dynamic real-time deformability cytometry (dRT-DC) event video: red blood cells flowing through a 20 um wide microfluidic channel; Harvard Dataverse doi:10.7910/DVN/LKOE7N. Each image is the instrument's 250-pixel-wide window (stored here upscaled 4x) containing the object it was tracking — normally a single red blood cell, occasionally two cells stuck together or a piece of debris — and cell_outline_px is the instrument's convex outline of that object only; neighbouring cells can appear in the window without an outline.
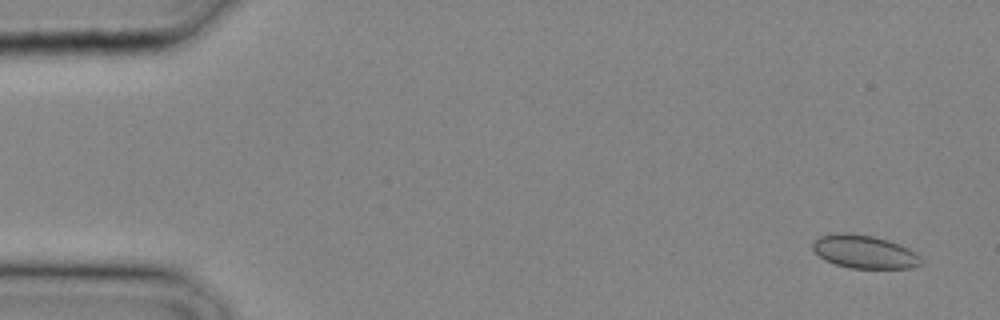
{"species": "common noctule bat (a hibernating species)", "species_latin": "Nyctalus noctula", "temperature_condition": "cold", "stored_images_in_passage": 29, "camera_frame_rate_fps": 3000, "um_per_image_px": 0.085, "animal": {"sex": "male", "body_mass_g": 20.4}, "frame": {"image": 1, "passage_image": 1, "time_ms": 0.0, "image_size_px": [1000, 320], "cell_outline_px": [[920, 264], [912, 268], [852, 268], [836, 264], [824, 260], [812, 248], [812, 244], [820, 236], [836, 232], [848, 232], [872, 236], [888, 240], [900, 244], [916, 252], [920, 256]], "centroid_in_image_um": [73.47, 21.39], "position_along_channel_um": 11.5, "area_um2": 20.92}}
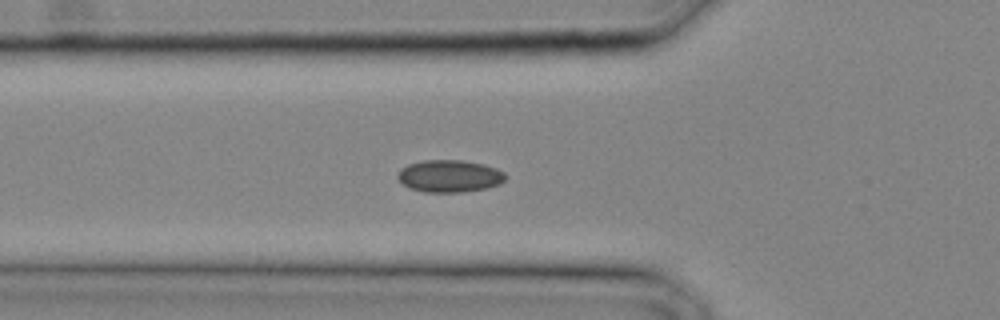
{"frame": {"image": 2, "passage_image": 10, "time_ms": 3.0, "image_size_px": [1000, 320], "cell_outline_px": [[508, 176], [500, 184], [484, 188], [460, 192], [424, 192], [412, 188], [404, 184], [396, 176], [400, 168], [408, 164], [424, 160], [460, 160], [484, 164], [496, 168], [504, 172]], "centroid_in_image_um": [38.21, 14.95], "position_along_channel_um": 87.6, "area_um2": 20.17}}
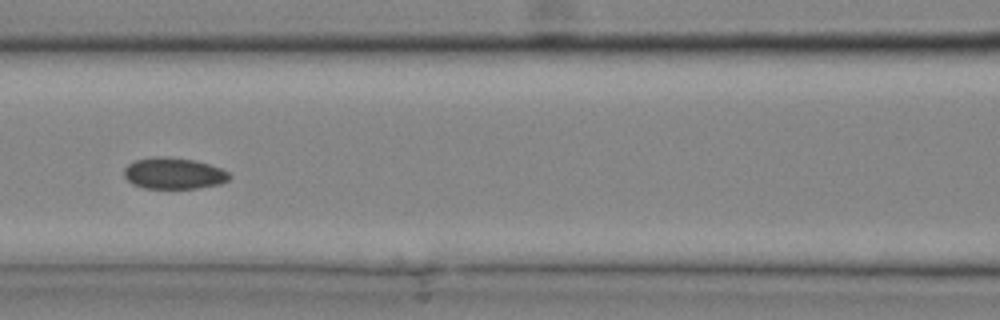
{"frame": {"image": 3, "passage_image": 13, "time_ms": 4.0, "image_size_px": [1000, 320], "cell_outline_px": [[232, 176], [228, 180], [220, 184], [196, 188], [144, 188], [132, 184], [124, 176], [124, 168], [128, 164], [136, 160], [152, 156], [168, 156], [196, 160], [220, 168], [228, 172]], "centroid_in_image_um": [14.76, 14.72], "position_along_channel_um": 151.8, "area_um2": 19.36}}